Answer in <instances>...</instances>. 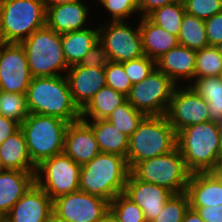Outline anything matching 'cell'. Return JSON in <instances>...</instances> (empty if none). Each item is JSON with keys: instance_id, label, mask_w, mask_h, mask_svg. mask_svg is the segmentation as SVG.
<instances>
[{"instance_id": "6da1fadb", "label": "cell", "mask_w": 222, "mask_h": 222, "mask_svg": "<svg viewBox=\"0 0 222 222\" xmlns=\"http://www.w3.org/2000/svg\"><path fill=\"white\" fill-rule=\"evenodd\" d=\"M176 145L192 173L218 171L222 164L219 122L207 121L178 131Z\"/></svg>"}, {"instance_id": "7a4b0ae2", "label": "cell", "mask_w": 222, "mask_h": 222, "mask_svg": "<svg viewBox=\"0 0 222 222\" xmlns=\"http://www.w3.org/2000/svg\"><path fill=\"white\" fill-rule=\"evenodd\" d=\"M29 113L60 118L69 123L81 119L65 75L33 77L26 92Z\"/></svg>"}, {"instance_id": "3957f363", "label": "cell", "mask_w": 222, "mask_h": 222, "mask_svg": "<svg viewBox=\"0 0 222 222\" xmlns=\"http://www.w3.org/2000/svg\"><path fill=\"white\" fill-rule=\"evenodd\" d=\"M129 174L126 158L100 152L81 165L79 188L85 193L111 202L118 194L124 193Z\"/></svg>"}, {"instance_id": "277c9868", "label": "cell", "mask_w": 222, "mask_h": 222, "mask_svg": "<svg viewBox=\"0 0 222 222\" xmlns=\"http://www.w3.org/2000/svg\"><path fill=\"white\" fill-rule=\"evenodd\" d=\"M177 133L166 115L145 116L129 137L127 163L130 170L138 163L174 150Z\"/></svg>"}, {"instance_id": "5b68a950", "label": "cell", "mask_w": 222, "mask_h": 222, "mask_svg": "<svg viewBox=\"0 0 222 222\" xmlns=\"http://www.w3.org/2000/svg\"><path fill=\"white\" fill-rule=\"evenodd\" d=\"M69 122L57 117L29 113L20 125L28 153L37 166L45 159L63 153Z\"/></svg>"}, {"instance_id": "8992f818", "label": "cell", "mask_w": 222, "mask_h": 222, "mask_svg": "<svg viewBox=\"0 0 222 222\" xmlns=\"http://www.w3.org/2000/svg\"><path fill=\"white\" fill-rule=\"evenodd\" d=\"M32 77L65 75L69 66L62 49L61 34L47 25L20 42Z\"/></svg>"}, {"instance_id": "52a82bcc", "label": "cell", "mask_w": 222, "mask_h": 222, "mask_svg": "<svg viewBox=\"0 0 222 222\" xmlns=\"http://www.w3.org/2000/svg\"><path fill=\"white\" fill-rule=\"evenodd\" d=\"M43 0H4L0 15V42L20 43L46 25Z\"/></svg>"}, {"instance_id": "ba28073f", "label": "cell", "mask_w": 222, "mask_h": 222, "mask_svg": "<svg viewBox=\"0 0 222 222\" xmlns=\"http://www.w3.org/2000/svg\"><path fill=\"white\" fill-rule=\"evenodd\" d=\"M130 172L138 180L164 187L173 194L186 192L192 174L177 147L168 154L138 162Z\"/></svg>"}, {"instance_id": "9c48e42d", "label": "cell", "mask_w": 222, "mask_h": 222, "mask_svg": "<svg viewBox=\"0 0 222 222\" xmlns=\"http://www.w3.org/2000/svg\"><path fill=\"white\" fill-rule=\"evenodd\" d=\"M81 165L64 153L45 159L36 166L35 184L53 200L80 190Z\"/></svg>"}, {"instance_id": "30bf717a", "label": "cell", "mask_w": 222, "mask_h": 222, "mask_svg": "<svg viewBox=\"0 0 222 222\" xmlns=\"http://www.w3.org/2000/svg\"><path fill=\"white\" fill-rule=\"evenodd\" d=\"M176 84L155 68L141 82L132 84L127 101L145 116L166 115Z\"/></svg>"}, {"instance_id": "8fae6325", "label": "cell", "mask_w": 222, "mask_h": 222, "mask_svg": "<svg viewBox=\"0 0 222 222\" xmlns=\"http://www.w3.org/2000/svg\"><path fill=\"white\" fill-rule=\"evenodd\" d=\"M133 26L127 21H106L98 25L99 42L110 61L124 62L145 55L139 23Z\"/></svg>"}, {"instance_id": "7c38bea8", "label": "cell", "mask_w": 222, "mask_h": 222, "mask_svg": "<svg viewBox=\"0 0 222 222\" xmlns=\"http://www.w3.org/2000/svg\"><path fill=\"white\" fill-rule=\"evenodd\" d=\"M175 132L199 123L210 121L207 101L190 85H176L166 112Z\"/></svg>"}, {"instance_id": "4fadbf2b", "label": "cell", "mask_w": 222, "mask_h": 222, "mask_svg": "<svg viewBox=\"0 0 222 222\" xmlns=\"http://www.w3.org/2000/svg\"><path fill=\"white\" fill-rule=\"evenodd\" d=\"M109 203L77 190L53 199V212L67 222H99L109 214Z\"/></svg>"}, {"instance_id": "5bb4252c", "label": "cell", "mask_w": 222, "mask_h": 222, "mask_svg": "<svg viewBox=\"0 0 222 222\" xmlns=\"http://www.w3.org/2000/svg\"><path fill=\"white\" fill-rule=\"evenodd\" d=\"M32 78L23 46L0 42V90L26 94Z\"/></svg>"}, {"instance_id": "9a60e30c", "label": "cell", "mask_w": 222, "mask_h": 222, "mask_svg": "<svg viewBox=\"0 0 222 222\" xmlns=\"http://www.w3.org/2000/svg\"><path fill=\"white\" fill-rule=\"evenodd\" d=\"M124 194L143 210L146 222H153L162 212L164 204L173 196L168 189L138 180L131 172Z\"/></svg>"}, {"instance_id": "2e32d148", "label": "cell", "mask_w": 222, "mask_h": 222, "mask_svg": "<svg viewBox=\"0 0 222 222\" xmlns=\"http://www.w3.org/2000/svg\"><path fill=\"white\" fill-rule=\"evenodd\" d=\"M65 77L72 100L80 111L102 87L106 86L104 67L74 65L68 68Z\"/></svg>"}, {"instance_id": "e0dca14e", "label": "cell", "mask_w": 222, "mask_h": 222, "mask_svg": "<svg viewBox=\"0 0 222 222\" xmlns=\"http://www.w3.org/2000/svg\"><path fill=\"white\" fill-rule=\"evenodd\" d=\"M92 128L82 119L69 123L64 137L63 153L83 165L100 153Z\"/></svg>"}, {"instance_id": "ac0fdd59", "label": "cell", "mask_w": 222, "mask_h": 222, "mask_svg": "<svg viewBox=\"0 0 222 222\" xmlns=\"http://www.w3.org/2000/svg\"><path fill=\"white\" fill-rule=\"evenodd\" d=\"M53 212V200L35 183L4 217L5 222H45Z\"/></svg>"}, {"instance_id": "d6986e66", "label": "cell", "mask_w": 222, "mask_h": 222, "mask_svg": "<svg viewBox=\"0 0 222 222\" xmlns=\"http://www.w3.org/2000/svg\"><path fill=\"white\" fill-rule=\"evenodd\" d=\"M83 0L47 7L46 25L58 34L79 31L88 28V18L92 9Z\"/></svg>"}, {"instance_id": "ffe728a7", "label": "cell", "mask_w": 222, "mask_h": 222, "mask_svg": "<svg viewBox=\"0 0 222 222\" xmlns=\"http://www.w3.org/2000/svg\"><path fill=\"white\" fill-rule=\"evenodd\" d=\"M186 193L190 207L222 205V176L218 171L191 174Z\"/></svg>"}, {"instance_id": "44dd1931", "label": "cell", "mask_w": 222, "mask_h": 222, "mask_svg": "<svg viewBox=\"0 0 222 222\" xmlns=\"http://www.w3.org/2000/svg\"><path fill=\"white\" fill-rule=\"evenodd\" d=\"M195 66L196 50L179 44L156 60V68L176 85H181V80L189 85L194 80Z\"/></svg>"}, {"instance_id": "7402d4cb", "label": "cell", "mask_w": 222, "mask_h": 222, "mask_svg": "<svg viewBox=\"0 0 222 222\" xmlns=\"http://www.w3.org/2000/svg\"><path fill=\"white\" fill-rule=\"evenodd\" d=\"M35 172L3 169L0 172V219L35 183Z\"/></svg>"}, {"instance_id": "603a6c76", "label": "cell", "mask_w": 222, "mask_h": 222, "mask_svg": "<svg viewBox=\"0 0 222 222\" xmlns=\"http://www.w3.org/2000/svg\"><path fill=\"white\" fill-rule=\"evenodd\" d=\"M138 19L143 51L150 59L156 61L179 44L177 36L170 34L164 28L153 23L148 17Z\"/></svg>"}, {"instance_id": "cb8c5ba5", "label": "cell", "mask_w": 222, "mask_h": 222, "mask_svg": "<svg viewBox=\"0 0 222 222\" xmlns=\"http://www.w3.org/2000/svg\"><path fill=\"white\" fill-rule=\"evenodd\" d=\"M0 163L3 169L35 172L21 129L0 144Z\"/></svg>"}, {"instance_id": "d4e9b609", "label": "cell", "mask_w": 222, "mask_h": 222, "mask_svg": "<svg viewBox=\"0 0 222 222\" xmlns=\"http://www.w3.org/2000/svg\"><path fill=\"white\" fill-rule=\"evenodd\" d=\"M93 130L101 152L127 157L129 137L106 119L84 120Z\"/></svg>"}, {"instance_id": "484cf974", "label": "cell", "mask_w": 222, "mask_h": 222, "mask_svg": "<svg viewBox=\"0 0 222 222\" xmlns=\"http://www.w3.org/2000/svg\"><path fill=\"white\" fill-rule=\"evenodd\" d=\"M62 49L69 67L78 65L84 55L99 42V30L86 28L61 34Z\"/></svg>"}, {"instance_id": "4316f807", "label": "cell", "mask_w": 222, "mask_h": 222, "mask_svg": "<svg viewBox=\"0 0 222 222\" xmlns=\"http://www.w3.org/2000/svg\"><path fill=\"white\" fill-rule=\"evenodd\" d=\"M127 97L112 87H102L81 110L82 120L107 119L112 111L123 104Z\"/></svg>"}, {"instance_id": "83f0119b", "label": "cell", "mask_w": 222, "mask_h": 222, "mask_svg": "<svg viewBox=\"0 0 222 222\" xmlns=\"http://www.w3.org/2000/svg\"><path fill=\"white\" fill-rule=\"evenodd\" d=\"M208 103L210 121H222V78L203 77L189 84Z\"/></svg>"}, {"instance_id": "f1b7e54d", "label": "cell", "mask_w": 222, "mask_h": 222, "mask_svg": "<svg viewBox=\"0 0 222 222\" xmlns=\"http://www.w3.org/2000/svg\"><path fill=\"white\" fill-rule=\"evenodd\" d=\"M178 43L193 50L208 47L205 20L185 12L181 22Z\"/></svg>"}, {"instance_id": "f546056e", "label": "cell", "mask_w": 222, "mask_h": 222, "mask_svg": "<svg viewBox=\"0 0 222 222\" xmlns=\"http://www.w3.org/2000/svg\"><path fill=\"white\" fill-rule=\"evenodd\" d=\"M185 14L183 3L178 1L155 9L147 17L155 24L164 28L170 34L179 36L181 22Z\"/></svg>"}, {"instance_id": "4dcf8cb0", "label": "cell", "mask_w": 222, "mask_h": 222, "mask_svg": "<svg viewBox=\"0 0 222 222\" xmlns=\"http://www.w3.org/2000/svg\"><path fill=\"white\" fill-rule=\"evenodd\" d=\"M211 76H222V55L215 46L196 50L194 79Z\"/></svg>"}, {"instance_id": "1f68e13d", "label": "cell", "mask_w": 222, "mask_h": 222, "mask_svg": "<svg viewBox=\"0 0 222 222\" xmlns=\"http://www.w3.org/2000/svg\"><path fill=\"white\" fill-rule=\"evenodd\" d=\"M144 117L145 115L142 112L136 110L126 100L123 104L116 107L106 120L130 137Z\"/></svg>"}, {"instance_id": "d6a6232c", "label": "cell", "mask_w": 222, "mask_h": 222, "mask_svg": "<svg viewBox=\"0 0 222 222\" xmlns=\"http://www.w3.org/2000/svg\"><path fill=\"white\" fill-rule=\"evenodd\" d=\"M109 214L117 222H146L143 210L124 193L118 194L109 203Z\"/></svg>"}, {"instance_id": "836d02e7", "label": "cell", "mask_w": 222, "mask_h": 222, "mask_svg": "<svg viewBox=\"0 0 222 222\" xmlns=\"http://www.w3.org/2000/svg\"><path fill=\"white\" fill-rule=\"evenodd\" d=\"M26 94L8 93L0 90V115L20 125L28 116Z\"/></svg>"}, {"instance_id": "e575fe53", "label": "cell", "mask_w": 222, "mask_h": 222, "mask_svg": "<svg viewBox=\"0 0 222 222\" xmlns=\"http://www.w3.org/2000/svg\"><path fill=\"white\" fill-rule=\"evenodd\" d=\"M189 207V197L186 192L173 194L153 222H182L184 214Z\"/></svg>"}, {"instance_id": "d590c367", "label": "cell", "mask_w": 222, "mask_h": 222, "mask_svg": "<svg viewBox=\"0 0 222 222\" xmlns=\"http://www.w3.org/2000/svg\"><path fill=\"white\" fill-rule=\"evenodd\" d=\"M98 4L110 14L109 20L105 21H126L131 15H139L140 12L137 5V0H97Z\"/></svg>"}, {"instance_id": "8d00e7d4", "label": "cell", "mask_w": 222, "mask_h": 222, "mask_svg": "<svg viewBox=\"0 0 222 222\" xmlns=\"http://www.w3.org/2000/svg\"><path fill=\"white\" fill-rule=\"evenodd\" d=\"M105 69L106 86L112 87L115 91L127 96L131 89V82L121 62L110 61Z\"/></svg>"}, {"instance_id": "74e56055", "label": "cell", "mask_w": 222, "mask_h": 222, "mask_svg": "<svg viewBox=\"0 0 222 222\" xmlns=\"http://www.w3.org/2000/svg\"><path fill=\"white\" fill-rule=\"evenodd\" d=\"M121 63L131 84L141 82L156 68V61L146 55Z\"/></svg>"}, {"instance_id": "f35d334b", "label": "cell", "mask_w": 222, "mask_h": 222, "mask_svg": "<svg viewBox=\"0 0 222 222\" xmlns=\"http://www.w3.org/2000/svg\"><path fill=\"white\" fill-rule=\"evenodd\" d=\"M183 4L186 13L202 20L222 12V0H187Z\"/></svg>"}, {"instance_id": "ab89813d", "label": "cell", "mask_w": 222, "mask_h": 222, "mask_svg": "<svg viewBox=\"0 0 222 222\" xmlns=\"http://www.w3.org/2000/svg\"><path fill=\"white\" fill-rule=\"evenodd\" d=\"M110 62L106 49L98 42L82 58L78 65L92 68L105 67Z\"/></svg>"}, {"instance_id": "60d3db41", "label": "cell", "mask_w": 222, "mask_h": 222, "mask_svg": "<svg viewBox=\"0 0 222 222\" xmlns=\"http://www.w3.org/2000/svg\"><path fill=\"white\" fill-rule=\"evenodd\" d=\"M206 36L209 46H216L222 41V12L205 20Z\"/></svg>"}, {"instance_id": "b9f144b4", "label": "cell", "mask_w": 222, "mask_h": 222, "mask_svg": "<svg viewBox=\"0 0 222 222\" xmlns=\"http://www.w3.org/2000/svg\"><path fill=\"white\" fill-rule=\"evenodd\" d=\"M204 222H222V205L211 207H190Z\"/></svg>"}, {"instance_id": "7bdbcfd3", "label": "cell", "mask_w": 222, "mask_h": 222, "mask_svg": "<svg viewBox=\"0 0 222 222\" xmlns=\"http://www.w3.org/2000/svg\"><path fill=\"white\" fill-rule=\"evenodd\" d=\"M176 1L177 0H137V5L140 12V16L147 17L155 9Z\"/></svg>"}, {"instance_id": "ee69618b", "label": "cell", "mask_w": 222, "mask_h": 222, "mask_svg": "<svg viewBox=\"0 0 222 222\" xmlns=\"http://www.w3.org/2000/svg\"><path fill=\"white\" fill-rule=\"evenodd\" d=\"M19 129V123L0 115V144Z\"/></svg>"}, {"instance_id": "f6af8a7d", "label": "cell", "mask_w": 222, "mask_h": 222, "mask_svg": "<svg viewBox=\"0 0 222 222\" xmlns=\"http://www.w3.org/2000/svg\"><path fill=\"white\" fill-rule=\"evenodd\" d=\"M182 222H204L195 210L189 207L185 212Z\"/></svg>"}, {"instance_id": "bcb514c9", "label": "cell", "mask_w": 222, "mask_h": 222, "mask_svg": "<svg viewBox=\"0 0 222 222\" xmlns=\"http://www.w3.org/2000/svg\"><path fill=\"white\" fill-rule=\"evenodd\" d=\"M75 0H43L45 7H54L57 5L67 4Z\"/></svg>"}, {"instance_id": "7dc6e473", "label": "cell", "mask_w": 222, "mask_h": 222, "mask_svg": "<svg viewBox=\"0 0 222 222\" xmlns=\"http://www.w3.org/2000/svg\"><path fill=\"white\" fill-rule=\"evenodd\" d=\"M45 222H67L63 218L59 217L55 212H52Z\"/></svg>"}, {"instance_id": "c3c4849f", "label": "cell", "mask_w": 222, "mask_h": 222, "mask_svg": "<svg viewBox=\"0 0 222 222\" xmlns=\"http://www.w3.org/2000/svg\"><path fill=\"white\" fill-rule=\"evenodd\" d=\"M219 144H220V155L222 158V121L219 123Z\"/></svg>"}, {"instance_id": "681fc988", "label": "cell", "mask_w": 222, "mask_h": 222, "mask_svg": "<svg viewBox=\"0 0 222 222\" xmlns=\"http://www.w3.org/2000/svg\"><path fill=\"white\" fill-rule=\"evenodd\" d=\"M99 222H117V221L110 214H108Z\"/></svg>"}, {"instance_id": "f907efd6", "label": "cell", "mask_w": 222, "mask_h": 222, "mask_svg": "<svg viewBox=\"0 0 222 222\" xmlns=\"http://www.w3.org/2000/svg\"><path fill=\"white\" fill-rule=\"evenodd\" d=\"M218 49V52L222 55V41L215 46Z\"/></svg>"}, {"instance_id": "816d5d0a", "label": "cell", "mask_w": 222, "mask_h": 222, "mask_svg": "<svg viewBox=\"0 0 222 222\" xmlns=\"http://www.w3.org/2000/svg\"><path fill=\"white\" fill-rule=\"evenodd\" d=\"M4 0H0V15L3 9Z\"/></svg>"}, {"instance_id": "f5cc1de1", "label": "cell", "mask_w": 222, "mask_h": 222, "mask_svg": "<svg viewBox=\"0 0 222 222\" xmlns=\"http://www.w3.org/2000/svg\"><path fill=\"white\" fill-rule=\"evenodd\" d=\"M218 172H219V173L221 174V176H222V164H221V166L219 167Z\"/></svg>"}, {"instance_id": "db71d44e", "label": "cell", "mask_w": 222, "mask_h": 222, "mask_svg": "<svg viewBox=\"0 0 222 222\" xmlns=\"http://www.w3.org/2000/svg\"><path fill=\"white\" fill-rule=\"evenodd\" d=\"M177 1L180 2V3H184L187 0H177Z\"/></svg>"}, {"instance_id": "11a10c76", "label": "cell", "mask_w": 222, "mask_h": 222, "mask_svg": "<svg viewBox=\"0 0 222 222\" xmlns=\"http://www.w3.org/2000/svg\"><path fill=\"white\" fill-rule=\"evenodd\" d=\"M3 170L2 166H1V163H0V172Z\"/></svg>"}]
</instances>
